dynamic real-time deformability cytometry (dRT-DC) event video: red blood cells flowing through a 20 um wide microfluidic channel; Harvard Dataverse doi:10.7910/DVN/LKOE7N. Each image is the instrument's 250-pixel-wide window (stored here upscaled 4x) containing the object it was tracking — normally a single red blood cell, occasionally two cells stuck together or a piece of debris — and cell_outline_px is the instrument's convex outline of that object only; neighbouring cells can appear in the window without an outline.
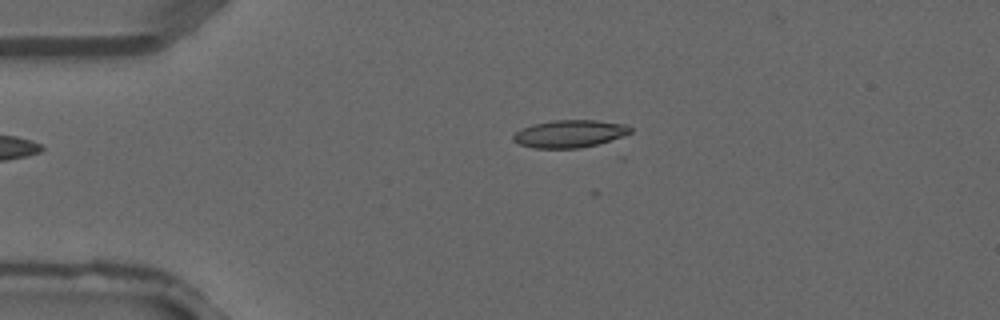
{"species": "common noctule bat (a hibernating species)", "species_latin": "Nyctalus noctula", "temperature_condition": "warm", "stored_images_in_passage": 5, "camera_frame_rate_fps": 3000, "um_per_image_px": 0.085, "animal": {"sex": "male", "forearm_length_mm": 52.5}, "frame": {"image": 1, "passage_image": 4, "time_ms": 1.0, "image_size_px": [1000, 320], "cell_outline_px": [[632, 132], [596, 144], [580, 148], [532, 148], [520, 144], [512, 140], [512, 136], [516, 132], [532, 124], [552, 120], [596, 120], [624, 124], [632, 128]], "centroid_in_image_um": [48.38, 11.36], "position_along_channel_um": 36.6, "area_um2": 18.55}}